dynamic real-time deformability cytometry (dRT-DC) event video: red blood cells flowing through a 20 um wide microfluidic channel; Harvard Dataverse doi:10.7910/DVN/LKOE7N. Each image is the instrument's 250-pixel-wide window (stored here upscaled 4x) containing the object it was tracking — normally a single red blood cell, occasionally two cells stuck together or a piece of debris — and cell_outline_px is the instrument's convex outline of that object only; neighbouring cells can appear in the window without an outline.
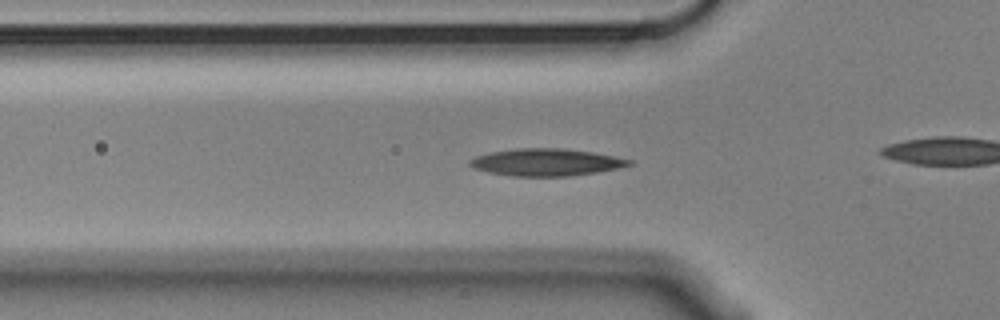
{"species": "Egyptian fruit bat (a non-hibernating species)", "species_latin": "Rousettus aegyptiacus", "temperature_condition": "cold", "stored_images_in_passage": 56, "camera_frame_rate_fps": 3000, "um_per_image_px": 0.085, "animal": {"sex": "male"}, "frame": {"image": 1, "passage_image": 17, "time_ms": 5.333, "image_size_px": [1000, 320], "cell_outline_px": [[636, 164], [596, 172], [568, 176], [512, 176], [488, 172], [476, 168], [468, 164], [468, 160], [476, 156], [492, 152], [516, 148], [564, 148], [592, 152], [632, 160]], "centroid_in_image_um": [46.42, 13.79], "position_along_channel_um": 79.4, "area_um2": 25.09}}
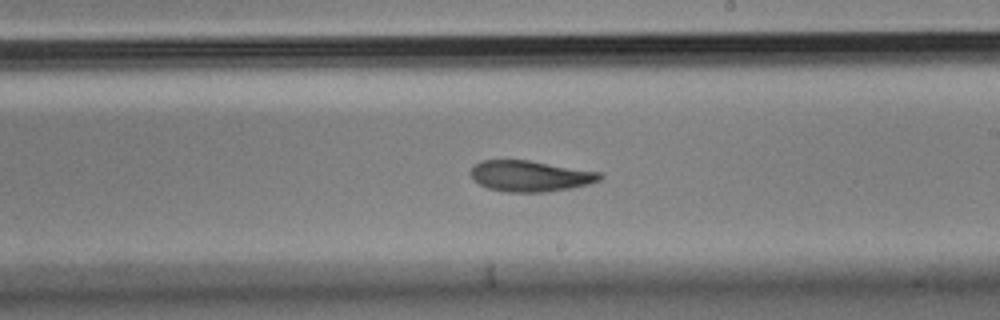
{"frame": {"image": 2, "passage_image": 31, "time_ms": 10.0, "image_size_px": [1000, 320], "cell_outline_px": [[604, 176], [600, 180], [588, 184], [572, 188], [544, 192], [508, 192], [488, 188], [472, 180], [468, 172], [472, 164], [480, 160], [528, 160], [600, 172]], "centroid_in_image_um": [45.01, 14.96], "position_along_channel_um": 244.0, "area_um2": 23.52}}
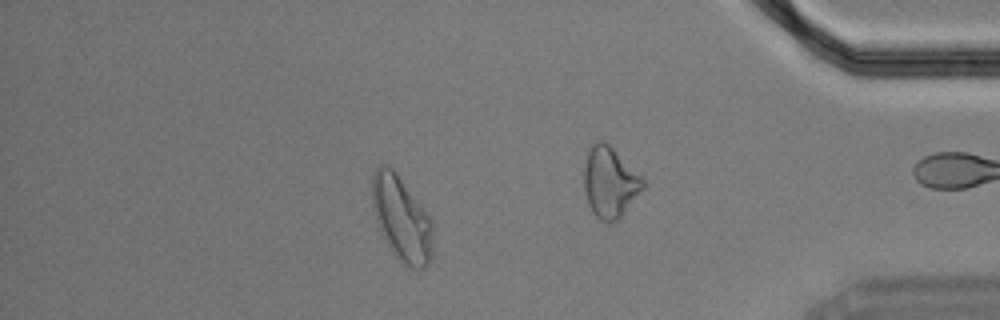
{"frame": {"image": 3, "passage_image": 48, "time_ms": 15.667, "image_size_px": [1000, 320], "cell_outline_px": [[432, 256], [428, 264], [420, 272], [416, 272], [408, 268], [392, 252], [380, 232], [372, 208], [372, 172], [380, 164], [388, 164], [396, 172], [428, 212], [432, 220]], "centroid_in_image_um": [34.14, 18.6], "position_along_channel_um": 401.1, "area_um2": 30.69}, "authors_computed_cell_mechanics": {"area_um2": 23.9003, "velocity_mm_per_s": 3.5129, "shape_relaxation_time_tau1_ms": 9.448, "shape_relaxation_time_tau2_ms": 5.0643, "deformation_change_tau1": 0.2017, "deformation_change_tau2": 0.1123}}